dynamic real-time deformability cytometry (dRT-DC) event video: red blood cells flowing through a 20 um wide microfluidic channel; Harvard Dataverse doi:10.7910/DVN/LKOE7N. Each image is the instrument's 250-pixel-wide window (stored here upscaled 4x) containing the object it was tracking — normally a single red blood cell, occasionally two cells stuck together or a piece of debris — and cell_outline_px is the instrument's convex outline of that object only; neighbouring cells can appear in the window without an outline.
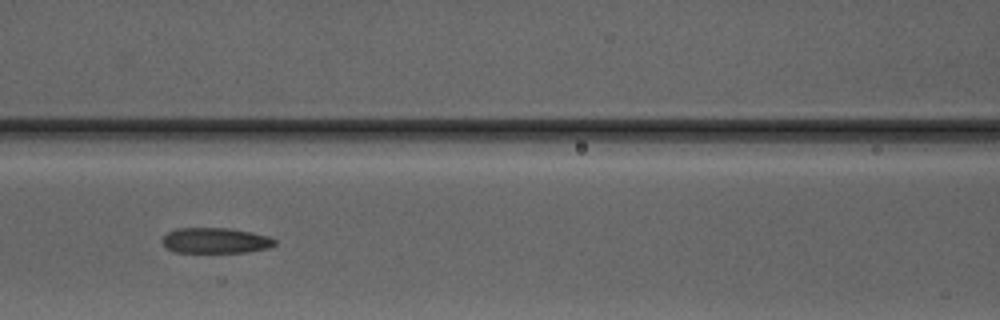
{"species": "Egyptian fruit bat (a non-hibernating species)", "species_latin": "Rousettus aegyptiacus", "temperature_condition": "warm", "stored_images_in_passage": 7, "camera_frame_rate_fps": 3000, "um_per_image_px": 0.085, "animal": {"sex": "male"}, "frame": {"image": 1, "passage_image": 7, "time_ms": 7.0, "image_size_px": [1000, 320], "cell_outline_px": [[276, 244], [268, 248], [248, 252], [176, 252], [164, 248], [160, 240], [168, 232], [176, 228], [228, 228], [252, 232], [268, 236], [276, 240]], "centroid_in_image_um": [18.28, 20.44], "position_along_channel_um": 148.3, "area_um2": 16.88}}